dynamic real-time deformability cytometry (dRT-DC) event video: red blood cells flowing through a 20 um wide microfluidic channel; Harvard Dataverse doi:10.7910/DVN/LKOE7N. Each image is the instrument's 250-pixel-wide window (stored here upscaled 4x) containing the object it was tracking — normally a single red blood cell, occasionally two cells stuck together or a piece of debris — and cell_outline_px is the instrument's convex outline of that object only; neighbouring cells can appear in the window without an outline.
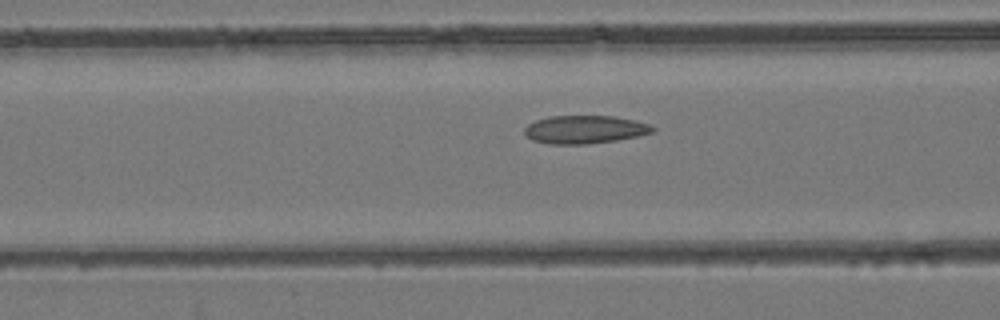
{"species": "common noctule bat (a hibernating species)", "species_latin": "Nyctalus noctula", "temperature_condition": "room temperature", "stored_images_in_passage": 39, "camera_frame_rate_fps": 3000, "um_per_image_px": 0.085, "animal": {"sex": "female", "body_mass_g": 24.6, "forearm_length_mm": 56.2}, "frame": {"image": 1, "passage_image": 10, "time_ms": 3.0, "image_size_px": [1000, 320], "cell_outline_px": [[656, 128], [652, 132], [636, 136], [616, 140], [588, 144], [548, 144], [532, 140], [524, 132], [524, 128], [528, 124], [536, 120], [548, 116], [612, 116], [632, 120], [648, 124]], "centroid_in_image_um": [49.66, 11.01], "position_along_channel_um": 116.9, "area_um2": 20.81}}
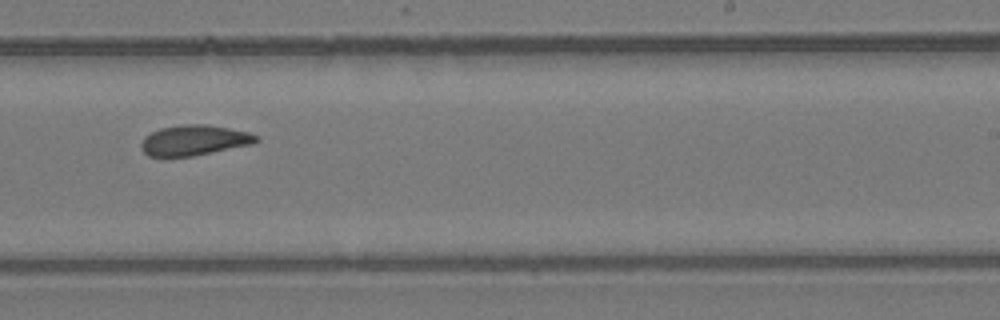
{"frame": {"image": 2, "passage_image": 21, "time_ms": 6.667, "image_size_px": [1000, 320], "cell_outline_px": [[260, 140], [252, 144], [192, 156], [148, 156], [140, 148], [140, 144], [144, 136], [160, 128], [184, 124], [208, 124], [248, 132], [256, 136]], "centroid_in_image_um": [16.47, 11.91], "position_along_channel_um": 272.5, "area_um2": 20.23}}
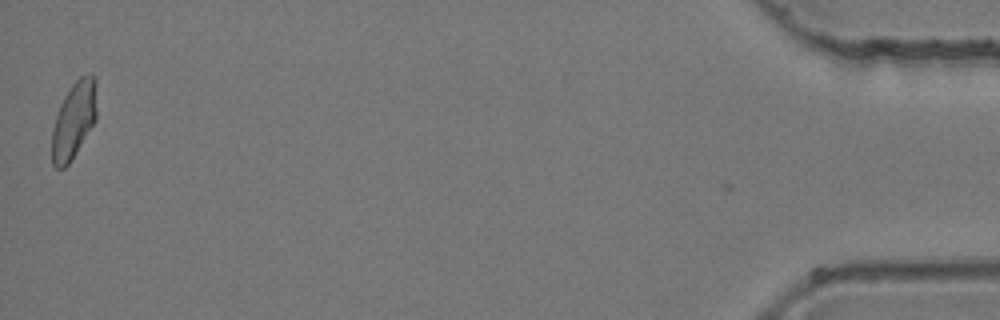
{"frame": {"image": 3, "passage_image": 39, "time_ms": 12.667, "image_size_px": [1000, 320], "cell_outline_px": [[96, 120], [76, 152], [68, 164], [64, 168], [56, 168], [52, 164], [52, 128], [60, 104], [64, 96], [72, 84], [80, 76], [88, 72], [92, 72], [96, 76]], "centroid_in_image_um": [6.29, 10.15], "position_along_channel_um": 428.9, "area_um2": 20.17}}